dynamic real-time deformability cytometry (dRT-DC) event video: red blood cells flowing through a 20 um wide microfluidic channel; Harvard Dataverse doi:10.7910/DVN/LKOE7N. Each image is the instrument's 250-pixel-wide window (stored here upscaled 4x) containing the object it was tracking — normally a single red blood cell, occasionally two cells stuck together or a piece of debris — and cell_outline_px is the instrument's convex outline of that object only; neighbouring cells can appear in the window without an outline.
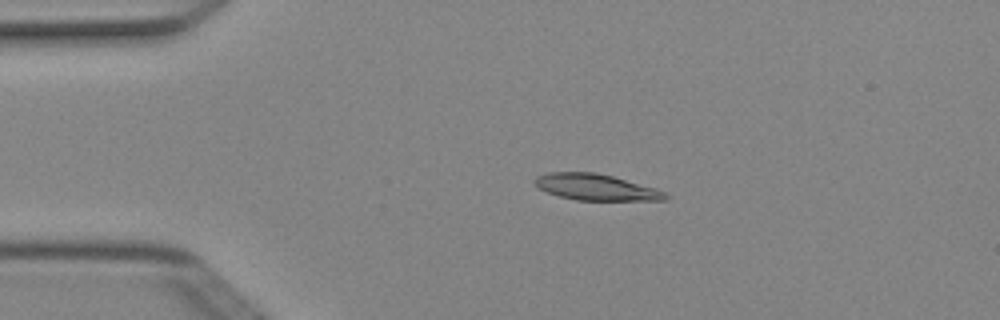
{"species": "Egyptian fruit bat (a non-hibernating species)", "species_latin": "Rousettus aegyptiacus", "temperature_condition": "cold", "stored_images_in_passage": 3, "camera_frame_rate_fps": 3000, "um_per_image_px": 0.085, "animal": {"sex": "female"}, "frame": {"image": 1, "passage_image": 2, "time_ms": 0.333, "image_size_px": [1000, 320], "cell_outline_px": [[668, 196], [664, 200], [576, 200], [560, 196], [548, 192], [540, 188], [532, 180], [536, 176], [548, 172], [596, 172], [612, 176], [656, 188], [664, 192]], "centroid_in_image_um": [50.63, 15.9], "position_along_channel_um": 34.4, "area_um2": 19.77}}